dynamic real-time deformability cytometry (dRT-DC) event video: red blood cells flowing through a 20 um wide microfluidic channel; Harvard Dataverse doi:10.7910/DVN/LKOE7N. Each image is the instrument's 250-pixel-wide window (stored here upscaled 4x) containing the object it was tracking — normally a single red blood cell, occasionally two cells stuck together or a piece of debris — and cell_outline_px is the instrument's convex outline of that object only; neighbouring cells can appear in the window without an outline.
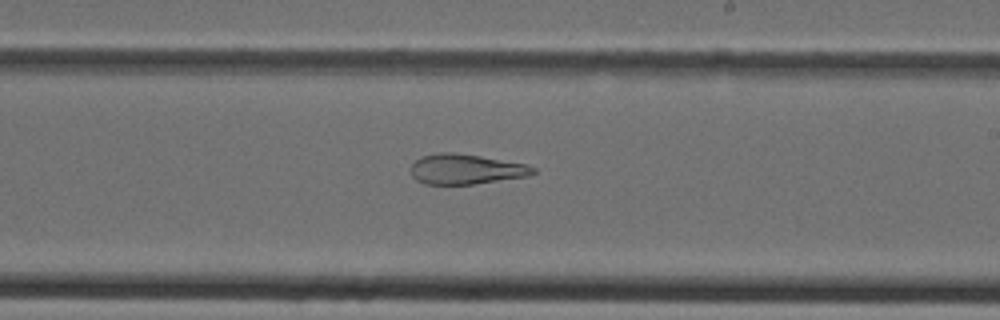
{"species": "Egyptian fruit bat (a non-hibernating species)", "species_latin": "Rousettus aegyptiacus", "temperature_condition": "cold", "stored_images_in_passage": 40, "camera_frame_rate_fps": 3000, "um_per_image_px": 0.085, "animal": {"sex": "female"}, "frame": {"image": 1, "passage_image": 23, "time_ms": 7.333, "image_size_px": [1000, 320], "cell_outline_px": [[536, 172], [528, 176], [472, 184], [424, 184], [416, 180], [412, 176], [412, 164], [420, 156], [440, 152], [452, 152], [480, 156], [528, 164], [536, 168]], "centroid_in_image_um": [39.6, 14.37], "position_along_channel_um": 249.4, "area_um2": 21.44}}